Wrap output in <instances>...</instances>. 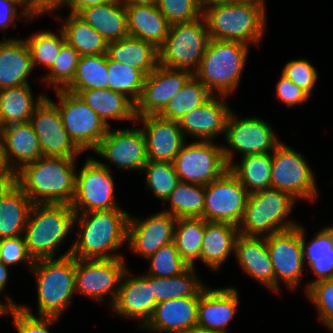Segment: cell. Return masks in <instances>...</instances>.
<instances>
[{
    "label": "cell",
    "mask_w": 333,
    "mask_h": 333,
    "mask_svg": "<svg viewBox=\"0 0 333 333\" xmlns=\"http://www.w3.org/2000/svg\"><path fill=\"white\" fill-rule=\"evenodd\" d=\"M128 219L122 208L75 214L74 226L80 229L69 254L77 259L123 258L116 251L127 243Z\"/></svg>",
    "instance_id": "1"
},
{
    "label": "cell",
    "mask_w": 333,
    "mask_h": 333,
    "mask_svg": "<svg viewBox=\"0 0 333 333\" xmlns=\"http://www.w3.org/2000/svg\"><path fill=\"white\" fill-rule=\"evenodd\" d=\"M74 158L45 157L24 165L15 183L33 204L71 205L76 184Z\"/></svg>",
    "instance_id": "2"
},
{
    "label": "cell",
    "mask_w": 333,
    "mask_h": 333,
    "mask_svg": "<svg viewBox=\"0 0 333 333\" xmlns=\"http://www.w3.org/2000/svg\"><path fill=\"white\" fill-rule=\"evenodd\" d=\"M210 39L259 42L266 31V10L260 5L230 0L202 11Z\"/></svg>",
    "instance_id": "3"
},
{
    "label": "cell",
    "mask_w": 333,
    "mask_h": 333,
    "mask_svg": "<svg viewBox=\"0 0 333 333\" xmlns=\"http://www.w3.org/2000/svg\"><path fill=\"white\" fill-rule=\"evenodd\" d=\"M38 316L56 317L71 305L75 293V257L65 252L57 258L35 260Z\"/></svg>",
    "instance_id": "4"
},
{
    "label": "cell",
    "mask_w": 333,
    "mask_h": 333,
    "mask_svg": "<svg viewBox=\"0 0 333 333\" xmlns=\"http://www.w3.org/2000/svg\"><path fill=\"white\" fill-rule=\"evenodd\" d=\"M248 45L228 40L210 39L198 69L193 75L215 95L234 92L244 71Z\"/></svg>",
    "instance_id": "5"
},
{
    "label": "cell",
    "mask_w": 333,
    "mask_h": 333,
    "mask_svg": "<svg viewBox=\"0 0 333 333\" xmlns=\"http://www.w3.org/2000/svg\"><path fill=\"white\" fill-rule=\"evenodd\" d=\"M75 212L65 204H33L24 238L35 260L56 258V250L74 228Z\"/></svg>",
    "instance_id": "6"
},
{
    "label": "cell",
    "mask_w": 333,
    "mask_h": 333,
    "mask_svg": "<svg viewBox=\"0 0 333 333\" xmlns=\"http://www.w3.org/2000/svg\"><path fill=\"white\" fill-rule=\"evenodd\" d=\"M296 201L290 194L273 188L249 194L239 234L266 237L298 226L294 220H287Z\"/></svg>",
    "instance_id": "7"
},
{
    "label": "cell",
    "mask_w": 333,
    "mask_h": 333,
    "mask_svg": "<svg viewBox=\"0 0 333 333\" xmlns=\"http://www.w3.org/2000/svg\"><path fill=\"white\" fill-rule=\"evenodd\" d=\"M209 41L203 16L191 22L171 24L163 45L158 49L159 65L188 70L193 74Z\"/></svg>",
    "instance_id": "8"
},
{
    "label": "cell",
    "mask_w": 333,
    "mask_h": 333,
    "mask_svg": "<svg viewBox=\"0 0 333 333\" xmlns=\"http://www.w3.org/2000/svg\"><path fill=\"white\" fill-rule=\"evenodd\" d=\"M271 188L290 194L295 200L314 202L318 197L315 176L300 153L280 142L272 152Z\"/></svg>",
    "instance_id": "9"
},
{
    "label": "cell",
    "mask_w": 333,
    "mask_h": 333,
    "mask_svg": "<svg viewBox=\"0 0 333 333\" xmlns=\"http://www.w3.org/2000/svg\"><path fill=\"white\" fill-rule=\"evenodd\" d=\"M107 164L88 157L76 173L71 207L75 214L121 208L116 202L114 181Z\"/></svg>",
    "instance_id": "10"
},
{
    "label": "cell",
    "mask_w": 333,
    "mask_h": 333,
    "mask_svg": "<svg viewBox=\"0 0 333 333\" xmlns=\"http://www.w3.org/2000/svg\"><path fill=\"white\" fill-rule=\"evenodd\" d=\"M222 146L214 141H186L173 162L180 181L206 186L221 177L229 169Z\"/></svg>",
    "instance_id": "11"
},
{
    "label": "cell",
    "mask_w": 333,
    "mask_h": 333,
    "mask_svg": "<svg viewBox=\"0 0 333 333\" xmlns=\"http://www.w3.org/2000/svg\"><path fill=\"white\" fill-rule=\"evenodd\" d=\"M58 110L63 126L73 142L82 150H94L109 127L78 94L65 89L56 90Z\"/></svg>",
    "instance_id": "12"
},
{
    "label": "cell",
    "mask_w": 333,
    "mask_h": 333,
    "mask_svg": "<svg viewBox=\"0 0 333 333\" xmlns=\"http://www.w3.org/2000/svg\"><path fill=\"white\" fill-rule=\"evenodd\" d=\"M230 112L226 124L223 154L228 167L234 163V150L243 156L259 153H272L281 142L270 124L258 117L237 118Z\"/></svg>",
    "instance_id": "13"
},
{
    "label": "cell",
    "mask_w": 333,
    "mask_h": 333,
    "mask_svg": "<svg viewBox=\"0 0 333 333\" xmlns=\"http://www.w3.org/2000/svg\"><path fill=\"white\" fill-rule=\"evenodd\" d=\"M124 258H75V292L100 302L109 295V306L116 300L127 265ZM111 295V296H110Z\"/></svg>",
    "instance_id": "14"
},
{
    "label": "cell",
    "mask_w": 333,
    "mask_h": 333,
    "mask_svg": "<svg viewBox=\"0 0 333 333\" xmlns=\"http://www.w3.org/2000/svg\"><path fill=\"white\" fill-rule=\"evenodd\" d=\"M249 193L228 169L221 177L205 186L203 219L239 226Z\"/></svg>",
    "instance_id": "15"
},
{
    "label": "cell",
    "mask_w": 333,
    "mask_h": 333,
    "mask_svg": "<svg viewBox=\"0 0 333 333\" xmlns=\"http://www.w3.org/2000/svg\"><path fill=\"white\" fill-rule=\"evenodd\" d=\"M275 275V292L279 293L280 282L291 290L300 285L304 271V254L302 245V226L266 236Z\"/></svg>",
    "instance_id": "16"
},
{
    "label": "cell",
    "mask_w": 333,
    "mask_h": 333,
    "mask_svg": "<svg viewBox=\"0 0 333 333\" xmlns=\"http://www.w3.org/2000/svg\"><path fill=\"white\" fill-rule=\"evenodd\" d=\"M29 123L38 137L42 156L77 159L83 153L66 132L60 111L48 96L36 106Z\"/></svg>",
    "instance_id": "17"
},
{
    "label": "cell",
    "mask_w": 333,
    "mask_h": 333,
    "mask_svg": "<svg viewBox=\"0 0 333 333\" xmlns=\"http://www.w3.org/2000/svg\"><path fill=\"white\" fill-rule=\"evenodd\" d=\"M193 74L188 70L159 65L145 77L144 86L134 103L136 118L158 115Z\"/></svg>",
    "instance_id": "18"
},
{
    "label": "cell",
    "mask_w": 333,
    "mask_h": 333,
    "mask_svg": "<svg viewBox=\"0 0 333 333\" xmlns=\"http://www.w3.org/2000/svg\"><path fill=\"white\" fill-rule=\"evenodd\" d=\"M120 170H139L148 162L146 140L141 128L108 129L93 150Z\"/></svg>",
    "instance_id": "19"
},
{
    "label": "cell",
    "mask_w": 333,
    "mask_h": 333,
    "mask_svg": "<svg viewBox=\"0 0 333 333\" xmlns=\"http://www.w3.org/2000/svg\"><path fill=\"white\" fill-rule=\"evenodd\" d=\"M127 269L121 279L115 302L110 307L120 317L137 319L142 328L153 315L157 305L153 294V276H131Z\"/></svg>",
    "instance_id": "20"
},
{
    "label": "cell",
    "mask_w": 333,
    "mask_h": 333,
    "mask_svg": "<svg viewBox=\"0 0 333 333\" xmlns=\"http://www.w3.org/2000/svg\"><path fill=\"white\" fill-rule=\"evenodd\" d=\"M176 220V217L165 211L155 213L144 220L129 215V249L145 259L149 258L160 247L173 242Z\"/></svg>",
    "instance_id": "21"
},
{
    "label": "cell",
    "mask_w": 333,
    "mask_h": 333,
    "mask_svg": "<svg viewBox=\"0 0 333 333\" xmlns=\"http://www.w3.org/2000/svg\"><path fill=\"white\" fill-rule=\"evenodd\" d=\"M227 96L212 95L205 103L185 114L178 125L185 138L190 135L198 141H213L216 136H223L231 108L225 102Z\"/></svg>",
    "instance_id": "22"
},
{
    "label": "cell",
    "mask_w": 333,
    "mask_h": 333,
    "mask_svg": "<svg viewBox=\"0 0 333 333\" xmlns=\"http://www.w3.org/2000/svg\"><path fill=\"white\" fill-rule=\"evenodd\" d=\"M143 123L148 161L173 163L187 138L178 122L159 115H145L136 118Z\"/></svg>",
    "instance_id": "23"
},
{
    "label": "cell",
    "mask_w": 333,
    "mask_h": 333,
    "mask_svg": "<svg viewBox=\"0 0 333 333\" xmlns=\"http://www.w3.org/2000/svg\"><path fill=\"white\" fill-rule=\"evenodd\" d=\"M236 287L210 289L207 286L199 297L197 327L219 333H228L227 325L233 319L239 303Z\"/></svg>",
    "instance_id": "24"
},
{
    "label": "cell",
    "mask_w": 333,
    "mask_h": 333,
    "mask_svg": "<svg viewBox=\"0 0 333 333\" xmlns=\"http://www.w3.org/2000/svg\"><path fill=\"white\" fill-rule=\"evenodd\" d=\"M200 296H189L157 303L153 315L140 329L163 333H187L197 327Z\"/></svg>",
    "instance_id": "25"
},
{
    "label": "cell",
    "mask_w": 333,
    "mask_h": 333,
    "mask_svg": "<svg viewBox=\"0 0 333 333\" xmlns=\"http://www.w3.org/2000/svg\"><path fill=\"white\" fill-rule=\"evenodd\" d=\"M234 255L246 274L275 292V275L266 237L239 234L235 241Z\"/></svg>",
    "instance_id": "26"
},
{
    "label": "cell",
    "mask_w": 333,
    "mask_h": 333,
    "mask_svg": "<svg viewBox=\"0 0 333 333\" xmlns=\"http://www.w3.org/2000/svg\"><path fill=\"white\" fill-rule=\"evenodd\" d=\"M0 144L9 167L15 173L42 157L38 137L29 122L5 126Z\"/></svg>",
    "instance_id": "27"
},
{
    "label": "cell",
    "mask_w": 333,
    "mask_h": 333,
    "mask_svg": "<svg viewBox=\"0 0 333 333\" xmlns=\"http://www.w3.org/2000/svg\"><path fill=\"white\" fill-rule=\"evenodd\" d=\"M29 47L24 39L0 41V90L28 83L33 70Z\"/></svg>",
    "instance_id": "28"
},
{
    "label": "cell",
    "mask_w": 333,
    "mask_h": 333,
    "mask_svg": "<svg viewBox=\"0 0 333 333\" xmlns=\"http://www.w3.org/2000/svg\"><path fill=\"white\" fill-rule=\"evenodd\" d=\"M129 36L144 40L159 49L170 24L156 5H125Z\"/></svg>",
    "instance_id": "29"
},
{
    "label": "cell",
    "mask_w": 333,
    "mask_h": 333,
    "mask_svg": "<svg viewBox=\"0 0 333 333\" xmlns=\"http://www.w3.org/2000/svg\"><path fill=\"white\" fill-rule=\"evenodd\" d=\"M101 34L107 42L118 41L129 36L127 15L122 0L89 6L77 14Z\"/></svg>",
    "instance_id": "30"
},
{
    "label": "cell",
    "mask_w": 333,
    "mask_h": 333,
    "mask_svg": "<svg viewBox=\"0 0 333 333\" xmlns=\"http://www.w3.org/2000/svg\"><path fill=\"white\" fill-rule=\"evenodd\" d=\"M238 226L225 222L207 221L205 224L200 260L208 268L218 271L230 253L234 254Z\"/></svg>",
    "instance_id": "31"
},
{
    "label": "cell",
    "mask_w": 333,
    "mask_h": 333,
    "mask_svg": "<svg viewBox=\"0 0 333 333\" xmlns=\"http://www.w3.org/2000/svg\"><path fill=\"white\" fill-rule=\"evenodd\" d=\"M32 207L16 183L0 190V239L23 235Z\"/></svg>",
    "instance_id": "32"
},
{
    "label": "cell",
    "mask_w": 333,
    "mask_h": 333,
    "mask_svg": "<svg viewBox=\"0 0 333 333\" xmlns=\"http://www.w3.org/2000/svg\"><path fill=\"white\" fill-rule=\"evenodd\" d=\"M107 56L140 70L145 76L159 64L158 49L153 44L132 36L108 42Z\"/></svg>",
    "instance_id": "33"
},
{
    "label": "cell",
    "mask_w": 333,
    "mask_h": 333,
    "mask_svg": "<svg viewBox=\"0 0 333 333\" xmlns=\"http://www.w3.org/2000/svg\"><path fill=\"white\" fill-rule=\"evenodd\" d=\"M110 128L108 120L134 121V103L125 95L108 88L89 89L77 93Z\"/></svg>",
    "instance_id": "34"
},
{
    "label": "cell",
    "mask_w": 333,
    "mask_h": 333,
    "mask_svg": "<svg viewBox=\"0 0 333 333\" xmlns=\"http://www.w3.org/2000/svg\"><path fill=\"white\" fill-rule=\"evenodd\" d=\"M305 228L302 226V245L305 264L317 276L305 287L317 281L333 279V226H325L306 243Z\"/></svg>",
    "instance_id": "35"
},
{
    "label": "cell",
    "mask_w": 333,
    "mask_h": 333,
    "mask_svg": "<svg viewBox=\"0 0 333 333\" xmlns=\"http://www.w3.org/2000/svg\"><path fill=\"white\" fill-rule=\"evenodd\" d=\"M45 96L42 93L34 98L29 84L1 89L0 113L4 125L29 122L36 106Z\"/></svg>",
    "instance_id": "36"
},
{
    "label": "cell",
    "mask_w": 333,
    "mask_h": 333,
    "mask_svg": "<svg viewBox=\"0 0 333 333\" xmlns=\"http://www.w3.org/2000/svg\"><path fill=\"white\" fill-rule=\"evenodd\" d=\"M229 170L249 194L271 188L272 153L243 156L238 164L232 163Z\"/></svg>",
    "instance_id": "37"
},
{
    "label": "cell",
    "mask_w": 333,
    "mask_h": 333,
    "mask_svg": "<svg viewBox=\"0 0 333 333\" xmlns=\"http://www.w3.org/2000/svg\"><path fill=\"white\" fill-rule=\"evenodd\" d=\"M62 24L66 42L80 56L107 54L108 42L77 14L70 13Z\"/></svg>",
    "instance_id": "38"
},
{
    "label": "cell",
    "mask_w": 333,
    "mask_h": 333,
    "mask_svg": "<svg viewBox=\"0 0 333 333\" xmlns=\"http://www.w3.org/2000/svg\"><path fill=\"white\" fill-rule=\"evenodd\" d=\"M196 267H189L181 275L172 277L153 276V294L156 302H163L189 296H201L207 287L195 273Z\"/></svg>",
    "instance_id": "39"
},
{
    "label": "cell",
    "mask_w": 333,
    "mask_h": 333,
    "mask_svg": "<svg viewBox=\"0 0 333 333\" xmlns=\"http://www.w3.org/2000/svg\"><path fill=\"white\" fill-rule=\"evenodd\" d=\"M206 222L203 218H177L176 220L173 242L180 257L190 267H195V260H200Z\"/></svg>",
    "instance_id": "40"
},
{
    "label": "cell",
    "mask_w": 333,
    "mask_h": 333,
    "mask_svg": "<svg viewBox=\"0 0 333 333\" xmlns=\"http://www.w3.org/2000/svg\"><path fill=\"white\" fill-rule=\"evenodd\" d=\"M107 54L80 56L72 82L65 90L77 94L89 89L108 88Z\"/></svg>",
    "instance_id": "41"
},
{
    "label": "cell",
    "mask_w": 333,
    "mask_h": 333,
    "mask_svg": "<svg viewBox=\"0 0 333 333\" xmlns=\"http://www.w3.org/2000/svg\"><path fill=\"white\" fill-rule=\"evenodd\" d=\"M212 95L206 86L192 75L158 115L178 122L185 114L205 103Z\"/></svg>",
    "instance_id": "42"
},
{
    "label": "cell",
    "mask_w": 333,
    "mask_h": 333,
    "mask_svg": "<svg viewBox=\"0 0 333 333\" xmlns=\"http://www.w3.org/2000/svg\"><path fill=\"white\" fill-rule=\"evenodd\" d=\"M171 209L163 211L176 218H202L205 204V186L181 182L166 199Z\"/></svg>",
    "instance_id": "43"
},
{
    "label": "cell",
    "mask_w": 333,
    "mask_h": 333,
    "mask_svg": "<svg viewBox=\"0 0 333 333\" xmlns=\"http://www.w3.org/2000/svg\"><path fill=\"white\" fill-rule=\"evenodd\" d=\"M107 70L108 89L125 95L135 103L144 86L146 76L140 70L111 60L108 56Z\"/></svg>",
    "instance_id": "44"
},
{
    "label": "cell",
    "mask_w": 333,
    "mask_h": 333,
    "mask_svg": "<svg viewBox=\"0 0 333 333\" xmlns=\"http://www.w3.org/2000/svg\"><path fill=\"white\" fill-rule=\"evenodd\" d=\"M60 35L52 31H39L25 39L27 43L33 68L39 65L49 69L59 55L62 45L66 42L64 32L60 29Z\"/></svg>",
    "instance_id": "45"
},
{
    "label": "cell",
    "mask_w": 333,
    "mask_h": 333,
    "mask_svg": "<svg viewBox=\"0 0 333 333\" xmlns=\"http://www.w3.org/2000/svg\"><path fill=\"white\" fill-rule=\"evenodd\" d=\"M141 171L145 172L146 184L155 198L164 203L180 183L173 163L148 161Z\"/></svg>",
    "instance_id": "46"
},
{
    "label": "cell",
    "mask_w": 333,
    "mask_h": 333,
    "mask_svg": "<svg viewBox=\"0 0 333 333\" xmlns=\"http://www.w3.org/2000/svg\"><path fill=\"white\" fill-rule=\"evenodd\" d=\"M80 54L67 42H65L54 61L48 69L49 73L43 77L46 84L54 87L55 90L65 89L74 78Z\"/></svg>",
    "instance_id": "47"
},
{
    "label": "cell",
    "mask_w": 333,
    "mask_h": 333,
    "mask_svg": "<svg viewBox=\"0 0 333 333\" xmlns=\"http://www.w3.org/2000/svg\"><path fill=\"white\" fill-rule=\"evenodd\" d=\"M147 260L150 262L147 275L155 277L181 275L190 267L178 254L174 242L160 247Z\"/></svg>",
    "instance_id": "48"
},
{
    "label": "cell",
    "mask_w": 333,
    "mask_h": 333,
    "mask_svg": "<svg viewBox=\"0 0 333 333\" xmlns=\"http://www.w3.org/2000/svg\"><path fill=\"white\" fill-rule=\"evenodd\" d=\"M306 295L316 306L319 321L333 332V279L312 283L308 287Z\"/></svg>",
    "instance_id": "49"
},
{
    "label": "cell",
    "mask_w": 333,
    "mask_h": 333,
    "mask_svg": "<svg viewBox=\"0 0 333 333\" xmlns=\"http://www.w3.org/2000/svg\"><path fill=\"white\" fill-rule=\"evenodd\" d=\"M17 333H50L49 327L59 318L33 315L31 308L25 305L9 306Z\"/></svg>",
    "instance_id": "50"
},
{
    "label": "cell",
    "mask_w": 333,
    "mask_h": 333,
    "mask_svg": "<svg viewBox=\"0 0 333 333\" xmlns=\"http://www.w3.org/2000/svg\"><path fill=\"white\" fill-rule=\"evenodd\" d=\"M156 6L170 25L191 22L202 16L196 0H158Z\"/></svg>",
    "instance_id": "51"
},
{
    "label": "cell",
    "mask_w": 333,
    "mask_h": 333,
    "mask_svg": "<svg viewBox=\"0 0 333 333\" xmlns=\"http://www.w3.org/2000/svg\"><path fill=\"white\" fill-rule=\"evenodd\" d=\"M286 78L305 91L309 96L318 79V73L309 60L294 59L286 63L281 72Z\"/></svg>",
    "instance_id": "52"
},
{
    "label": "cell",
    "mask_w": 333,
    "mask_h": 333,
    "mask_svg": "<svg viewBox=\"0 0 333 333\" xmlns=\"http://www.w3.org/2000/svg\"><path fill=\"white\" fill-rule=\"evenodd\" d=\"M0 261L6 266L23 262L31 270L34 259L28 253L24 235L1 239Z\"/></svg>",
    "instance_id": "53"
},
{
    "label": "cell",
    "mask_w": 333,
    "mask_h": 333,
    "mask_svg": "<svg viewBox=\"0 0 333 333\" xmlns=\"http://www.w3.org/2000/svg\"><path fill=\"white\" fill-rule=\"evenodd\" d=\"M275 88L277 99L281 100L288 107L303 105L307 99H309L308 97H310L305 91L282 74Z\"/></svg>",
    "instance_id": "54"
},
{
    "label": "cell",
    "mask_w": 333,
    "mask_h": 333,
    "mask_svg": "<svg viewBox=\"0 0 333 333\" xmlns=\"http://www.w3.org/2000/svg\"><path fill=\"white\" fill-rule=\"evenodd\" d=\"M18 6L22 8L18 9ZM17 17L19 20L24 17L27 22L32 19L26 10L24 0H0V29L5 30L10 26L17 27L15 23V20H18Z\"/></svg>",
    "instance_id": "55"
},
{
    "label": "cell",
    "mask_w": 333,
    "mask_h": 333,
    "mask_svg": "<svg viewBox=\"0 0 333 333\" xmlns=\"http://www.w3.org/2000/svg\"><path fill=\"white\" fill-rule=\"evenodd\" d=\"M15 183V172L9 167L0 144V190Z\"/></svg>",
    "instance_id": "56"
},
{
    "label": "cell",
    "mask_w": 333,
    "mask_h": 333,
    "mask_svg": "<svg viewBox=\"0 0 333 333\" xmlns=\"http://www.w3.org/2000/svg\"><path fill=\"white\" fill-rule=\"evenodd\" d=\"M111 0H69L68 8H70V13L78 14L82 9L107 3Z\"/></svg>",
    "instance_id": "57"
},
{
    "label": "cell",
    "mask_w": 333,
    "mask_h": 333,
    "mask_svg": "<svg viewBox=\"0 0 333 333\" xmlns=\"http://www.w3.org/2000/svg\"><path fill=\"white\" fill-rule=\"evenodd\" d=\"M9 277L8 266L0 261V292L2 293ZM0 293V294H1Z\"/></svg>",
    "instance_id": "58"
},
{
    "label": "cell",
    "mask_w": 333,
    "mask_h": 333,
    "mask_svg": "<svg viewBox=\"0 0 333 333\" xmlns=\"http://www.w3.org/2000/svg\"><path fill=\"white\" fill-rule=\"evenodd\" d=\"M230 0H196L199 8L204 11L207 7L223 4Z\"/></svg>",
    "instance_id": "59"
},
{
    "label": "cell",
    "mask_w": 333,
    "mask_h": 333,
    "mask_svg": "<svg viewBox=\"0 0 333 333\" xmlns=\"http://www.w3.org/2000/svg\"><path fill=\"white\" fill-rule=\"evenodd\" d=\"M6 297V300H7V302H6V304L4 303V302H1L0 301V317H2V316H5L6 314H8L7 313V310H8V308H9V306H18V304H16L12 299H11V297H9V296H5Z\"/></svg>",
    "instance_id": "60"
},
{
    "label": "cell",
    "mask_w": 333,
    "mask_h": 333,
    "mask_svg": "<svg viewBox=\"0 0 333 333\" xmlns=\"http://www.w3.org/2000/svg\"><path fill=\"white\" fill-rule=\"evenodd\" d=\"M124 5H157L158 0H122Z\"/></svg>",
    "instance_id": "61"
},
{
    "label": "cell",
    "mask_w": 333,
    "mask_h": 333,
    "mask_svg": "<svg viewBox=\"0 0 333 333\" xmlns=\"http://www.w3.org/2000/svg\"><path fill=\"white\" fill-rule=\"evenodd\" d=\"M233 1H238V2H242V3H252V4H255V5H260L261 7H263L266 10L265 0H233Z\"/></svg>",
    "instance_id": "62"
},
{
    "label": "cell",
    "mask_w": 333,
    "mask_h": 333,
    "mask_svg": "<svg viewBox=\"0 0 333 333\" xmlns=\"http://www.w3.org/2000/svg\"><path fill=\"white\" fill-rule=\"evenodd\" d=\"M187 333H219V332H213L210 330H204V329H200V328L196 327L195 329H193Z\"/></svg>",
    "instance_id": "63"
},
{
    "label": "cell",
    "mask_w": 333,
    "mask_h": 333,
    "mask_svg": "<svg viewBox=\"0 0 333 333\" xmlns=\"http://www.w3.org/2000/svg\"><path fill=\"white\" fill-rule=\"evenodd\" d=\"M4 128H5V125H4V123H3V120H2V118H1V113H0V136H1L2 131H3Z\"/></svg>",
    "instance_id": "64"
}]
</instances>
